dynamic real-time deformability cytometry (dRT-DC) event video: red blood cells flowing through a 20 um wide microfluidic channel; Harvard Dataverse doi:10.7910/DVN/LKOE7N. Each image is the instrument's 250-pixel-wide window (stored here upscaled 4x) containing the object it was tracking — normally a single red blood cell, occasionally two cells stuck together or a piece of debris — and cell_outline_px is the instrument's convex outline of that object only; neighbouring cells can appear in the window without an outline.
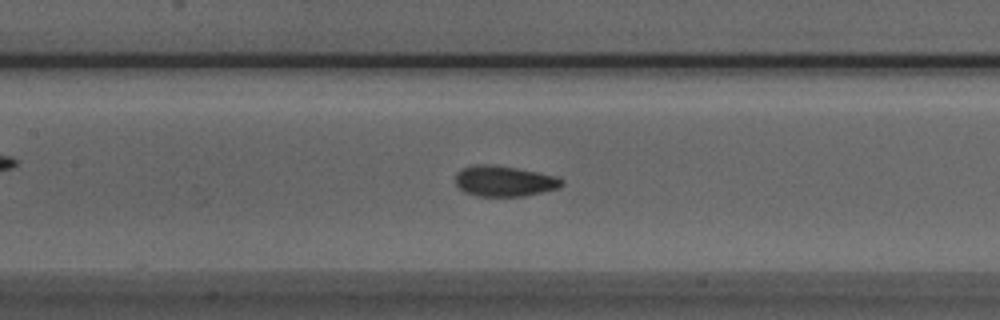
{"species": "Egyptian fruit bat (a non-hibernating species)", "species_latin": "Rousettus aegyptiacus", "temperature_condition": "room temperature", "stored_images_in_passage": 47, "camera_frame_rate_fps": 3000, "um_per_image_px": 0.085, "animal": {"sex": "male"}, "frame": {"image": 1, "passage_image": 18, "time_ms": 5.667, "image_size_px": [1000, 320], "cell_outline_px": [[564, 184], [560, 188], [524, 196], [476, 196], [464, 192], [456, 184], [456, 172], [460, 168], [472, 164], [496, 164], [556, 176], [564, 180]], "centroid_in_image_um": [42.84, 15.38], "position_along_channel_um": 164.6, "area_um2": 19.25}}
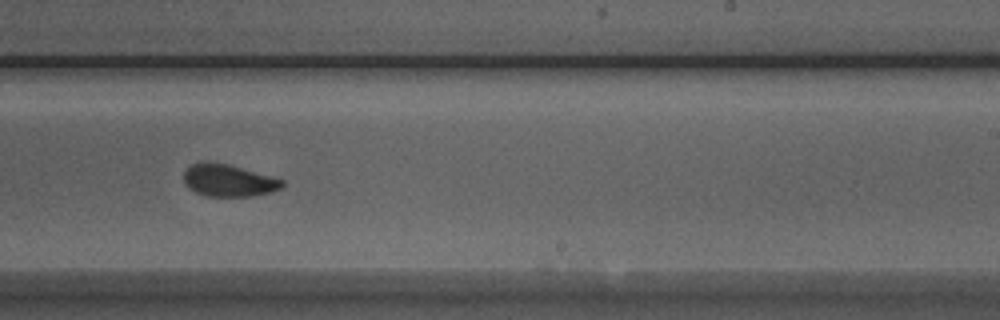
{"frame": {"image": 2, "passage_image": 26, "time_ms": 8.333, "image_size_px": [1000, 320], "cell_outline_px": [[284, 188], [272, 192], [252, 196], [208, 196], [196, 192], [188, 188], [184, 184], [184, 172], [192, 164], [200, 160], [208, 160], [228, 164], [284, 180]], "centroid_in_image_um": [19.41, 15.32], "position_along_channel_um": 269.6, "area_um2": 18.67}}
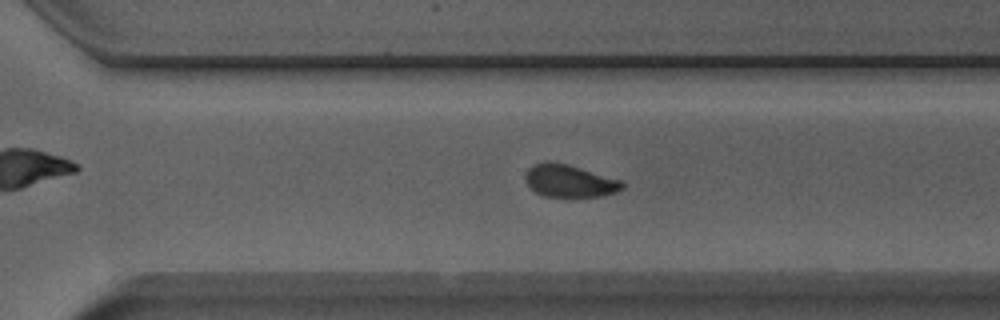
{"frame": {"image": 3, "passage_image": 30, "time_ms": 9.667, "image_size_px": [1000, 320], "cell_outline_px": [[624, 188], [616, 192], [600, 196], [544, 196], [536, 192], [524, 180], [524, 176], [528, 168], [532, 164], [544, 160], [548, 160], [568, 164], [620, 180], [624, 184]], "centroid_in_image_um": [48.36, 15.35], "position_along_channel_um": 322.2, "area_um2": 18.32}, "authors_computed_cell_mechanics": {"area_um2": 18.9584, "velocity_mm_per_s": 3.9587, "shape_relaxation_time_tau1_ms": 8.2637, "shape_relaxation_time_tau2_ms": 1.1149, "deformation_change_tau1": 0.1684, "deformation_change_tau2": 0.0616}}